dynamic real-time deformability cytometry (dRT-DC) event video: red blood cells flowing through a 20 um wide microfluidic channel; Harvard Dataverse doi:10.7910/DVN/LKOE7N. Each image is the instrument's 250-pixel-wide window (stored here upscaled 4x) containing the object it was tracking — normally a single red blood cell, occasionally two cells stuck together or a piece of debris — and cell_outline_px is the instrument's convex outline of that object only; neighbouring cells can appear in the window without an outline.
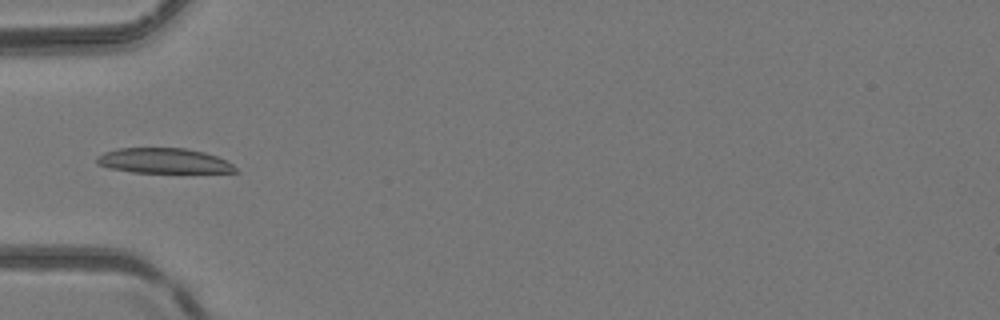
{"species": "common noctule bat (a hibernating species)", "species_latin": "Nyctalus noctula", "temperature_condition": "room temperature", "stored_images_in_passage": 5, "camera_frame_rate_fps": 3000, "um_per_image_px": 0.085, "animal": {"sex": "female", "body_mass_g": 24.6, "forearm_length_mm": 56.2}, "frame": {"image": 1, "passage_image": 4, "time_ms": 1.0, "image_size_px": [1000, 320], "cell_outline_px": [[240, 172], [132, 172], [108, 168], [96, 164], [96, 156], [104, 152], [116, 148], [184, 148], [204, 152], [216, 156], [232, 164]], "centroid_in_image_um": [13.85, 13.66], "position_along_channel_um": 71.1, "area_um2": 20.23}}
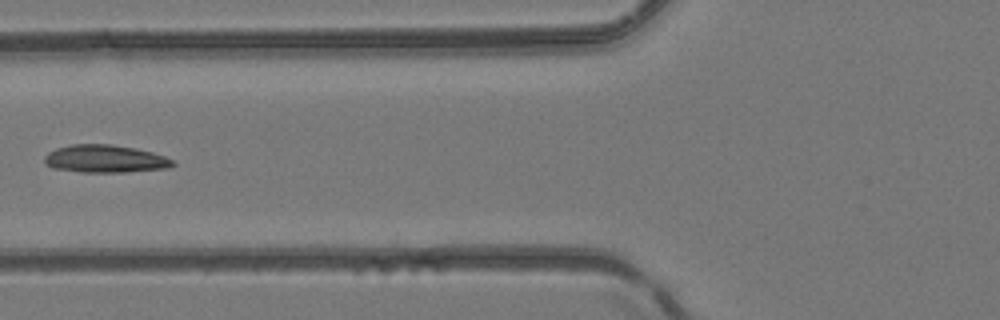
{"frame": {"image": 2, "passage_image": 5, "time_ms": 1.333, "image_size_px": [1000, 320], "cell_outline_px": [[176, 164], [168, 168], [124, 172], [80, 172], [52, 168], [44, 164], [44, 156], [48, 152], [56, 148], [72, 144], [112, 144], [136, 148], [152, 152], [164, 156], [172, 160]], "centroid_in_image_um": [8.9, 13.5], "position_along_channel_um": 116.9, "area_um2": 20.87}}